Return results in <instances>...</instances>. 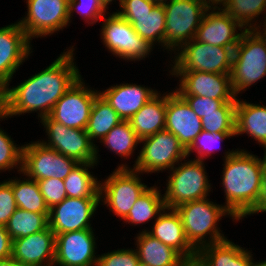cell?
Instances as JSON below:
<instances>
[{"label": "cell", "instance_id": "obj_1", "mask_svg": "<svg viewBox=\"0 0 266 266\" xmlns=\"http://www.w3.org/2000/svg\"><path fill=\"white\" fill-rule=\"evenodd\" d=\"M73 44L38 73L15 86H5L0 91V112L10 119L36 112L39 121L49 116L55 103L82 76Z\"/></svg>", "mask_w": 266, "mask_h": 266}, {"label": "cell", "instance_id": "obj_2", "mask_svg": "<svg viewBox=\"0 0 266 266\" xmlns=\"http://www.w3.org/2000/svg\"><path fill=\"white\" fill-rule=\"evenodd\" d=\"M224 152L220 177V188L222 187L225 199L223 205L240 223L257 204L266 152L263 157L244 147L227 149Z\"/></svg>", "mask_w": 266, "mask_h": 266}, {"label": "cell", "instance_id": "obj_3", "mask_svg": "<svg viewBox=\"0 0 266 266\" xmlns=\"http://www.w3.org/2000/svg\"><path fill=\"white\" fill-rule=\"evenodd\" d=\"M211 200L207 197L175 208L181 217L186 239L197 252L206 245L228 239L219 227L222 218L232 219L233 224L238 222L222 203Z\"/></svg>", "mask_w": 266, "mask_h": 266}, {"label": "cell", "instance_id": "obj_4", "mask_svg": "<svg viewBox=\"0 0 266 266\" xmlns=\"http://www.w3.org/2000/svg\"><path fill=\"white\" fill-rule=\"evenodd\" d=\"M266 78V38L257 30H246L234 48L231 86L236 97ZM240 95V96H239Z\"/></svg>", "mask_w": 266, "mask_h": 266}, {"label": "cell", "instance_id": "obj_5", "mask_svg": "<svg viewBox=\"0 0 266 266\" xmlns=\"http://www.w3.org/2000/svg\"><path fill=\"white\" fill-rule=\"evenodd\" d=\"M162 189L166 208L175 209L181 204L210 197L213 192L206 162L186 157L168 172Z\"/></svg>", "mask_w": 266, "mask_h": 266}, {"label": "cell", "instance_id": "obj_6", "mask_svg": "<svg viewBox=\"0 0 266 266\" xmlns=\"http://www.w3.org/2000/svg\"><path fill=\"white\" fill-rule=\"evenodd\" d=\"M102 21V22H101ZM100 39L107 52L117 60L129 63L145 61L153 55L154 47L147 40L141 38L132 25L121 18L115 11L108 12L100 22Z\"/></svg>", "mask_w": 266, "mask_h": 266}, {"label": "cell", "instance_id": "obj_7", "mask_svg": "<svg viewBox=\"0 0 266 266\" xmlns=\"http://www.w3.org/2000/svg\"><path fill=\"white\" fill-rule=\"evenodd\" d=\"M234 48L212 46L192 39L166 60L167 72H208L230 74ZM171 67V68H170ZM170 69V70H169Z\"/></svg>", "mask_w": 266, "mask_h": 266}, {"label": "cell", "instance_id": "obj_8", "mask_svg": "<svg viewBox=\"0 0 266 266\" xmlns=\"http://www.w3.org/2000/svg\"><path fill=\"white\" fill-rule=\"evenodd\" d=\"M111 172L100 181V205L121 222L149 185L143 181L144 174L133 168H115Z\"/></svg>", "mask_w": 266, "mask_h": 266}, {"label": "cell", "instance_id": "obj_9", "mask_svg": "<svg viewBox=\"0 0 266 266\" xmlns=\"http://www.w3.org/2000/svg\"><path fill=\"white\" fill-rule=\"evenodd\" d=\"M166 14L165 53L167 57L195 38L208 7L200 0H170L163 4Z\"/></svg>", "mask_w": 266, "mask_h": 266}, {"label": "cell", "instance_id": "obj_10", "mask_svg": "<svg viewBox=\"0 0 266 266\" xmlns=\"http://www.w3.org/2000/svg\"><path fill=\"white\" fill-rule=\"evenodd\" d=\"M140 146L133 169L148 176L165 173L187 157L179 139L166 129L141 139Z\"/></svg>", "mask_w": 266, "mask_h": 266}, {"label": "cell", "instance_id": "obj_11", "mask_svg": "<svg viewBox=\"0 0 266 266\" xmlns=\"http://www.w3.org/2000/svg\"><path fill=\"white\" fill-rule=\"evenodd\" d=\"M25 15L18 19L28 39L48 38L67 29L69 23V0H25Z\"/></svg>", "mask_w": 266, "mask_h": 266}, {"label": "cell", "instance_id": "obj_12", "mask_svg": "<svg viewBox=\"0 0 266 266\" xmlns=\"http://www.w3.org/2000/svg\"><path fill=\"white\" fill-rule=\"evenodd\" d=\"M45 131V138L38 139L44 146L56 150L78 163L96 162L95 145L91 142L86 130L67 127L53 120L50 116L38 123Z\"/></svg>", "mask_w": 266, "mask_h": 266}, {"label": "cell", "instance_id": "obj_13", "mask_svg": "<svg viewBox=\"0 0 266 266\" xmlns=\"http://www.w3.org/2000/svg\"><path fill=\"white\" fill-rule=\"evenodd\" d=\"M77 164L76 160L44 146L38 139L23 144L21 172L35 181L47 178L64 180Z\"/></svg>", "mask_w": 266, "mask_h": 266}, {"label": "cell", "instance_id": "obj_14", "mask_svg": "<svg viewBox=\"0 0 266 266\" xmlns=\"http://www.w3.org/2000/svg\"><path fill=\"white\" fill-rule=\"evenodd\" d=\"M83 75L55 103L50 117L67 127L86 130L91 108L99 90L86 83Z\"/></svg>", "mask_w": 266, "mask_h": 266}, {"label": "cell", "instance_id": "obj_15", "mask_svg": "<svg viewBox=\"0 0 266 266\" xmlns=\"http://www.w3.org/2000/svg\"><path fill=\"white\" fill-rule=\"evenodd\" d=\"M32 48L18 20L0 27V91L12 82L24 62L29 61Z\"/></svg>", "mask_w": 266, "mask_h": 266}, {"label": "cell", "instance_id": "obj_16", "mask_svg": "<svg viewBox=\"0 0 266 266\" xmlns=\"http://www.w3.org/2000/svg\"><path fill=\"white\" fill-rule=\"evenodd\" d=\"M95 230L84 229L55 234L53 266H97L99 258L97 246L99 245Z\"/></svg>", "mask_w": 266, "mask_h": 266}, {"label": "cell", "instance_id": "obj_17", "mask_svg": "<svg viewBox=\"0 0 266 266\" xmlns=\"http://www.w3.org/2000/svg\"><path fill=\"white\" fill-rule=\"evenodd\" d=\"M98 208H101L100 198L66 197L49 209V228L55 234L95 229L92 223Z\"/></svg>", "mask_w": 266, "mask_h": 266}, {"label": "cell", "instance_id": "obj_18", "mask_svg": "<svg viewBox=\"0 0 266 266\" xmlns=\"http://www.w3.org/2000/svg\"><path fill=\"white\" fill-rule=\"evenodd\" d=\"M176 78L174 90L181 96H200L218 100H237L231 86L230 74L208 72H168Z\"/></svg>", "mask_w": 266, "mask_h": 266}, {"label": "cell", "instance_id": "obj_19", "mask_svg": "<svg viewBox=\"0 0 266 266\" xmlns=\"http://www.w3.org/2000/svg\"><path fill=\"white\" fill-rule=\"evenodd\" d=\"M245 31L222 7L208 8L194 39L212 46L235 48Z\"/></svg>", "mask_w": 266, "mask_h": 266}, {"label": "cell", "instance_id": "obj_20", "mask_svg": "<svg viewBox=\"0 0 266 266\" xmlns=\"http://www.w3.org/2000/svg\"><path fill=\"white\" fill-rule=\"evenodd\" d=\"M165 129L174 134L187 150L201 133V119L193 112L187 101L173 88L166 91Z\"/></svg>", "mask_w": 266, "mask_h": 266}, {"label": "cell", "instance_id": "obj_21", "mask_svg": "<svg viewBox=\"0 0 266 266\" xmlns=\"http://www.w3.org/2000/svg\"><path fill=\"white\" fill-rule=\"evenodd\" d=\"M123 81L109 87L99 89V94L117 112L123 121H128L143 105L159 91L155 87Z\"/></svg>", "mask_w": 266, "mask_h": 266}, {"label": "cell", "instance_id": "obj_22", "mask_svg": "<svg viewBox=\"0 0 266 266\" xmlns=\"http://www.w3.org/2000/svg\"><path fill=\"white\" fill-rule=\"evenodd\" d=\"M56 235L49 226L12 241L11 257L25 266H53Z\"/></svg>", "mask_w": 266, "mask_h": 266}, {"label": "cell", "instance_id": "obj_23", "mask_svg": "<svg viewBox=\"0 0 266 266\" xmlns=\"http://www.w3.org/2000/svg\"><path fill=\"white\" fill-rule=\"evenodd\" d=\"M152 225L143 226L144 229L137 232H147L178 251L187 261L197 259V251L187 241L181 217L176 209L165 207Z\"/></svg>", "mask_w": 266, "mask_h": 266}, {"label": "cell", "instance_id": "obj_24", "mask_svg": "<svg viewBox=\"0 0 266 266\" xmlns=\"http://www.w3.org/2000/svg\"><path fill=\"white\" fill-rule=\"evenodd\" d=\"M252 250L239 245L229 238L202 247L197 260L204 266H258Z\"/></svg>", "mask_w": 266, "mask_h": 266}, {"label": "cell", "instance_id": "obj_25", "mask_svg": "<svg viewBox=\"0 0 266 266\" xmlns=\"http://www.w3.org/2000/svg\"><path fill=\"white\" fill-rule=\"evenodd\" d=\"M237 97L235 109V136L246 134L266 152V105Z\"/></svg>", "mask_w": 266, "mask_h": 266}, {"label": "cell", "instance_id": "obj_26", "mask_svg": "<svg viewBox=\"0 0 266 266\" xmlns=\"http://www.w3.org/2000/svg\"><path fill=\"white\" fill-rule=\"evenodd\" d=\"M99 145L96 144L95 146V155H96V163L99 164L101 161V156L99 154L100 148L104 146L107 148V151L113 153L120 157V163L117 165L116 168H133L138 159V146L140 145V139L132 129L129 121H121L118 125L114 126L111 131L100 141ZM102 145V146H100ZM136 149L138 153L136 154ZM135 161L134 164L130 166L128 163V159L130 161L131 157L133 156ZM137 157V158H136ZM127 160V161H126ZM125 161V162H124ZM124 162V163H123ZM127 162V163H126ZM128 164V165H127Z\"/></svg>", "mask_w": 266, "mask_h": 266}, {"label": "cell", "instance_id": "obj_27", "mask_svg": "<svg viewBox=\"0 0 266 266\" xmlns=\"http://www.w3.org/2000/svg\"><path fill=\"white\" fill-rule=\"evenodd\" d=\"M133 240L140 266H184L187 261L178 251L147 232H138Z\"/></svg>", "mask_w": 266, "mask_h": 266}, {"label": "cell", "instance_id": "obj_28", "mask_svg": "<svg viewBox=\"0 0 266 266\" xmlns=\"http://www.w3.org/2000/svg\"><path fill=\"white\" fill-rule=\"evenodd\" d=\"M138 138L152 136L165 129L166 121V92H158L129 120Z\"/></svg>", "mask_w": 266, "mask_h": 266}, {"label": "cell", "instance_id": "obj_29", "mask_svg": "<svg viewBox=\"0 0 266 266\" xmlns=\"http://www.w3.org/2000/svg\"><path fill=\"white\" fill-rule=\"evenodd\" d=\"M159 181V184H158ZM149 186L146 191L135 201L128 215L122 220L124 226L129 224L132 227L146 225L151 221V226L158 215L165 209L164 195L160 189V181ZM159 185V186H158Z\"/></svg>", "mask_w": 266, "mask_h": 266}, {"label": "cell", "instance_id": "obj_30", "mask_svg": "<svg viewBox=\"0 0 266 266\" xmlns=\"http://www.w3.org/2000/svg\"><path fill=\"white\" fill-rule=\"evenodd\" d=\"M121 18L127 20L141 38L165 52L166 14L163 4H157L149 14Z\"/></svg>", "mask_w": 266, "mask_h": 266}, {"label": "cell", "instance_id": "obj_31", "mask_svg": "<svg viewBox=\"0 0 266 266\" xmlns=\"http://www.w3.org/2000/svg\"><path fill=\"white\" fill-rule=\"evenodd\" d=\"M97 166L96 162H85L74 167L63 180L67 197L100 198V179L92 171Z\"/></svg>", "mask_w": 266, "mask_h": 266}, {"label": "cell", "instance_id": "obj_32", "mask_svg": "<svg viewBox=\"0 0 266 266\" xmlns=\"http://www.w3.org/2000/svg\"><path fill=\"white\" fill-rule=\"evenodd\" d=\"M121 121L117 112L99 94L93 102L86 133L96 146L97 141L100 142Z\"/></svg>", "mask_w": 266, "mask_h": 266}, {"label": "cell", "instance_id": "obj_33", "mask_svg": "<svg viewBox=\"0 0 266 266\" xmlns=\"http://www.w3.org/2000/svg\"><path fill=\"white\" fill-rule=\"evenodd\" d=\"M17 174L20 176L14 177L13 175L12 177V190L17 208L40 214H49V208L44 201L37 181L28 178L23 172Z\"/></svg>", "mask_w": 266, "mask_h": 266}, {"label": "cell", "instance_id": "obj_34", "mask_svg": "<svg viewBox=\"0 0 266 266\" xmlns=\"http://www.w3.org/2000/svg\"><path fill=\"white\" fill-rule=\"evenodd\" d=\"M222 8L246 30L260 29L266 20V0H226Z\"/></svg>", "mask_w": 266, "mask_h": 266}, {"label": "cell", "instance_id": "obj_35", "mask_svg": "<svg viewBox=\"0 0 266 266\" xmlns=\"http://www.w3.org/2000/svg\"><path fill=\"white\" fill-rule=\"evenodd\" d=\"M49 214H40L17 208L5 228L11 239L27 237L49 226Z\"/></svg>", "mask_w": 266, "mask_h": 266}, {"label": "cell", "instance_id": "obj_36", "mask_svg": "<svg viewBox=\"0 0 266 266\" xmlns=\"http://www.w3.org/2000/svg\"><path fill=\"white\" fill-rule=\"evenodd\" d=\"M9 118L0 112V122ZM22 149L23 144H17L8 132L0 126V173L6 171L11 173L22 170ZM16 170V171H15Z\"/></svg>", "mask_w": 266, "mask_h": 266}, {"label": "cell", "instance_id": "obj_37", "mask_svg": "<svg viewBox=\"0 0 266 266\" xmlns=\"http://www.w3.org/2000/svg\"><path fill=\"white\" fill-rule=\"evenodd\" d=\"M234 137H236L235 133H211L202 130L186 150L187 157L190 158L192 154H195L194 158L191 159L205 162L209 160L210 156L215 155L216 151H221V147H223L221 142L223 143L230 138L234 139Z\"/></svg>", "mask_w": 266, "mask_h": 266}, {"label": "cell", "instance_id": "obj_38", "mask_svg": "<svg viewBox=\"0 0 266 266\" xmlns=\"http://www.w3.org/2000/svg\"><path fill=\"white\" fill-rule=\"evenodd\" d=\"M182 97L200 119L204 117V114L235 113L237 100H218L200 96Z\"/></svg>", "mask_w": 266, "mask_h": 266}, {"label": "cell", "instance_id": "obj_39", "mask_svg": "<svg viewBox=\"0 0 266 266\" xmlns=\"http://www.w3.org/2000/svg\"><path fill=\"white\" fill-rule=\"evenodd\" d=\"M74 12H77L88 26H94L108 13L99 0H69V23H72L73 16L76 15Z\"/></svg>", "mask_w": 266, "mask_h": 266}, {"label": "cell", "instance_id": "obj_40", "mask_svg": "<svg viewBox=\"0 0 266 266\" xmlns=\"http://www.w3.org/2000/svg\"><path fill=\"white\" fill-rule=\"evenodd\" d=\"M97 266H140L135 248H115L99 254Z\"/></svg>", "mask_w": 266, "mask_h": 266}, {"label": "cell", "instance_id": "obj_41", "mask_svg": "<svg viewBox=\"0 0 266 266\" xmlns=\"http://www.w3.org/2000/svg\"><path fill=\"white\" fill-rule=\"evenodd\" d=\"M201 122L206 132L235 133V113L204 114Z\"/></svg>", "mask_w": 266, "mask_h": 266}, {"label": "cell", "instance_id": "obj_42", "mask_svg": "<svg viewBox=\"0 0 266 266\" xmlns=\"http://www.w3.org/2000/svg\"><path fill=\"white\" fill-rule=\"evenodd\" d=\"M37 183L49 209L54 205L61 203L67 197L63 180L57 178H47L44 180H38Z\"/></svg>", "mask_w": 266, "mask_h": 266}, {"label": "cell", "instance_id": "obj_43", "mask_svg": "<svg viewBox=\"0 0 266 266\" xmlns=\"http://www.w3.org/2000/svg\"><path fill=\"white\" fill-rule=\"evenodd\" d=\"M17 205L12 190V177L0 182V225L5 226Z\"/></svg>", "mask_w": 266, "mask_h": 266}, {"label": "cell", "instance_id": "obj_44", "mask_svg": "<svg viewBox=\"0 0 266 266\" xmlns=\"http://www.w3.org/2000/svg\"><path fill=\"white\" fill-rule=\"evenodd\" d=\"M156 5L152 0H122L120 8L116 9V13L120 17H135V15L151 13Z\"/></svg>", "mask_w": 266, "mask_h": 266}, {"label": "cell", "instance_id": "obj_45", "mask_svg": "<svg viewBox=\"0 0 266 266\" xmlns=\"http://www.w3.org/2000/svg\"><path fill=\"white\" fill-rule=\"evenodd\" d=\"M266 213V161L263 164L262 169V181H261V191L260 195L257 201L256 206L253 208V210L245 217L248 218L255 214H261Z\"/></svg>", "mask_w": 266, "mask_h": 266}, {"label": "cell", "instance_id": "obj_46", "mask_svg": "<svg viewBox=\"0 0 266 266\" xmlns=\"http://www.w3.org/2000/svg\"><path fill=\"white\" fill-rule=\"evenodd\" d=\"M12 241L5 226L0 225V260L11 257Z\"/></svg>", "mask_w": 266, "mask_h": 266}, {"label": "cell", "instance_id": "obj_47", "mask_svg": "<svg viewBox=\"0 0 266 266\" xmlns=\"http://www.w3.org/2000/svg\"><path fill=\"white\" fill-rule=\"evenodd\" d=\"M203 2L208 8L222 7L226 0H200Z\"/></svg>", "mask_w": 266, "mask_h": 266}, {"label": "cell", "instance_id": "obj_48", "mask_svg": "<svg viewBox=\"0 0 266 266\" xmlns=\"http://www.w3.org/2000/svg\"><path fill=\"white\" fill-rule=\"evenodd\" d=\"M0 266H25L12 257L0 260Z\"/></svg>", "mask_w": 266, "mask_h": 266}, {"label": "cell", "instance_id": "obj_49", "mask_svg": "<svg viewBox=\"0 0 266 266\" xmlns=\"http://www.w3.org/2000/svg\"><path fill=\"white\" fill-rule=\"evenodd\" d=\"M116 1H119L118 2V5H119V8L121 6V3H122V0H99L100 4L103 6V8L108 12L109 10V6L111 4H113V2H115V4L117 3Z\"/></svg>", "mask_w": 266, "mask_h": 266}, {"label": "cell", "instance_id": "obj_50", "mask_svg": "<svg viewBox=\"0 0 266 266\" xmlns=\"http://www.w3.org/2000/svg\"><path fill=\"white\" fill-rule=\"evenodd\" d=\"M184 266H204V265H202L197 259H194L186 261Z\"/></svg>", "mask_w": 266, "mask_h": 266}, {"label": "cell", "instance_id": "obj_51", "mask_svg": "<svg viewBox=\"0 0 266 266\" xmlns=\"http://www.w3.org/2000/svg\"><path fill=\"white\" fill-rule=\"evenodd\" d=\"M153 2H155L156 4H164L170 0H152Z\"/></svg>", "mask_w": 266, "mask_h": 266}, {"label": "cell", "instance_id": "obj_52", "mask_svg": "<svg viewBox=\"0 0 266 266\" xmlns=\"http://www.w3.org/2000/svg\"><path fill=\"white\" fill-rule=\"evenodd\" d=\"M258 266H266V259H264V261L260 260Z\"/></svg>", "mask_w": 266, "mask_h": 266}, {"label": "cell", "instance_id": "obj_53", "mask_svg": "<svg viewBox=\"0 0 266 266\" xmlns=\"http://www.w3.org/2000/svg\"><path fill=\"white\" fill-rule=\"evenodd\" d=\"M266 38V30H258Z\"/></svg>", "mask_w": 266, "mask_h": 266}, {"label": "cell", "instance_id": "obj_54", "mask_svg": "<svg viewBox=\"0 0 266 266\" xmlns=\"http://www.w3.org/2000/svg\"><path fill=\"white\" fill-rule=\"evenodd\" d=\"M257 30H266V20H265L264 25H262V27L260 29H257Z\"/></svg>", "mask_w": 266, "mask_h": 266}]
</instances>
